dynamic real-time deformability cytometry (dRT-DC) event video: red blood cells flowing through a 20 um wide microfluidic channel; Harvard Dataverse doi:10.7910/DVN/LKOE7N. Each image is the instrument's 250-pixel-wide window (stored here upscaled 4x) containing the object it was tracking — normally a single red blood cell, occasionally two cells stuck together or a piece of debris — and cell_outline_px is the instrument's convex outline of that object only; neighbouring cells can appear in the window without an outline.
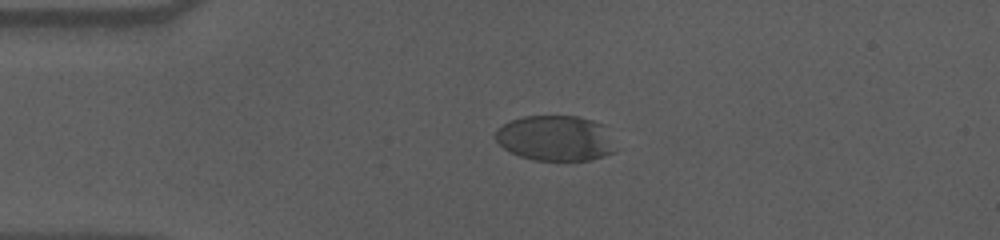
{"species": "human", "species_latin": "Homo sapiens", "temperature_condition": "cold", "stored_images_in_passage": 45, "camera_frame_rate_fps": 3000, "um_per_image_px": 0.085, "donor": {"sex": "male"}, "frame": {"image": 1, "passage_image": 1, "time_ms": 0.0, "image_size_px": [1000, 240], "cell_outline_px": [[616, 152], [604, 156], [588, 160], [532, 160], [520, 156], [504, 148], [492, 136], [496, 128], [512, 120], [524, 116], [576, 116], [592, 120], [604, 124], [616, 148]], "centroid_in_image_um": [47.21, 11.74], "position_along_channel_um": 37.8, "area_um2": 31.96}}
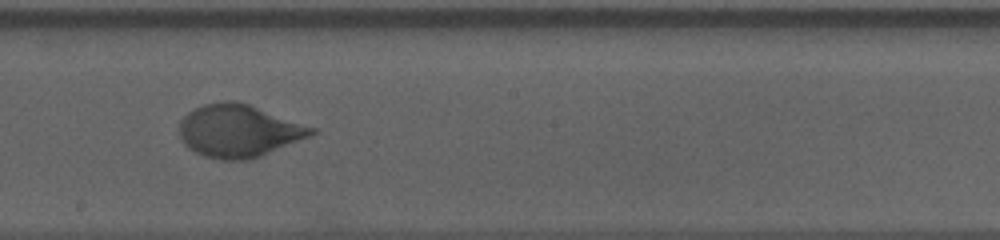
{"frame": {"image": 2, "passage_image": 20, "time_ms": 6.333, "image_size_px": [1000, 240], "cell_outline_px": [[320, 132], [252, 160], [220, 160], [204, 156], [188, 148], [184, 144], [180, 136], [180, 120], [188, 112], [204, 104], [224, 100], [232, 100], [248, 104], [320, 128]], "centroid_in_image_um": [20.35, 11.13], "position_along_channel_um": 227.8, "area_um2": 40.98}}
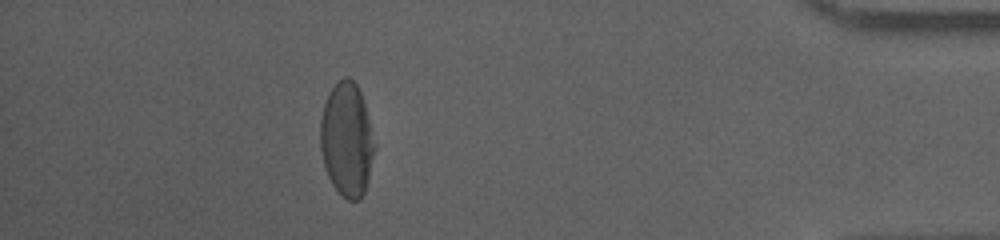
{"frame": {"image": 3, "passage_image": 39, "time_ms": 12.667, "image_size_px": [1000, 240], "cell_outline_px": [[376, 148], [368, 180], [364, 192], [360, 200], [348, 200], [332, 184], [328, 176], [324, 164], [320, 148], [320, 120], [324, 104], [328, 92], [344, 76], [348, 76], [356, 84], [360, 92], [364, 104], [376, 144]], "centroid_in_image_um": [29.48, 11.86], "position_along_channel_um": 405.7, "area_um2": 35.95}, "authors_computed_cell_mechanics": {"area_um2": 38.3792, "velocity_mm_per_s": 3.5652, "shape_relaxation_time_tau1_ms": 4.8926, "shape_relaxation_time_tau2_ms": null, "deformation_change_tau1": 0.1755, "deformation_change_tau2": null}}